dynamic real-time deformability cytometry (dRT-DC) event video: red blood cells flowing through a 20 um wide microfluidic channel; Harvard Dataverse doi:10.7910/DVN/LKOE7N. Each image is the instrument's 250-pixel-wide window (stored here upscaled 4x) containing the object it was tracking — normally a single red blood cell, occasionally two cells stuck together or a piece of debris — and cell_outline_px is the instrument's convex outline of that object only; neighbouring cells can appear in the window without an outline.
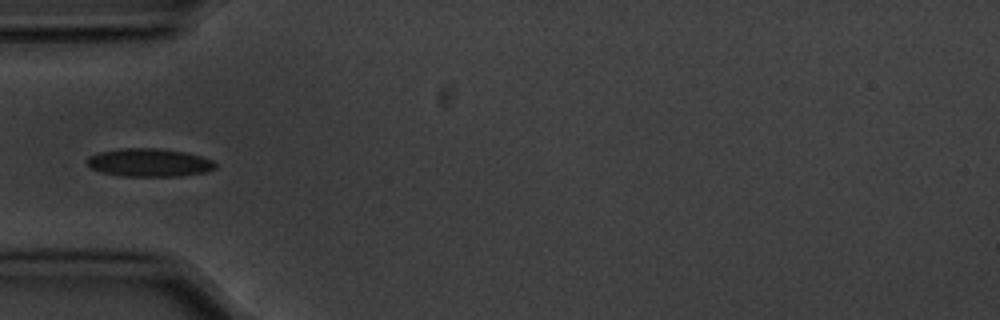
{"species": "common noctule bat (a hibernating species)", "species_latin": "Nyctalus noctula", "temperature_condition": "cold", "stored_images_in_passage": 4, "camera_frame_rate_fps": 3000, "um_per_image_px": 0.085, "animal": {"sex": "male", "body_mass_g": 20.1, "forearm_length_mm": 53.5}, "frame": {"image": 1, "passage_image": 4, "time_ms": 1.0, "image_size_px": [1000, 320], "cell_outline_px": [[216, 168], [204, 172], [180, 176], [120, 176], [100, 172], [92, 168], [88, 164], [88, 156], [100, 152], [120, 148], [160, 148], [184, 152], [200, 156], [212, 160], [216, 164]], "centroid_in_image_um": [12.67, 13.82], "position_along_channel_um": 72.3, "area_um2": 20.98}}